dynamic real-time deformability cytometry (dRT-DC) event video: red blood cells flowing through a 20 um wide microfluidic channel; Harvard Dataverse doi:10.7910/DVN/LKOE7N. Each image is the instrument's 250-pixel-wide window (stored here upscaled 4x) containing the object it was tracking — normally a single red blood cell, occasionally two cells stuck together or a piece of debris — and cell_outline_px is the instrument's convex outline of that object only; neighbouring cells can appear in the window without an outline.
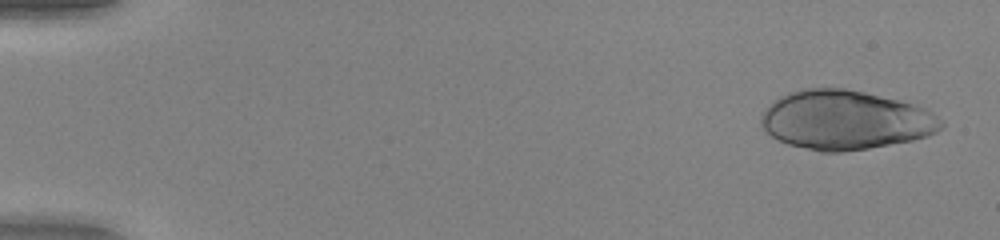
{"species": "human", "species_latin": "Homo sapiens", "temperature_condition": "warm", "stored_images_in_passage": 50, "camera_frame_rate_fps": 3000, "um_per_image_px": 0.085, "donor": {"sex": "female"}, "frame": {"image": 1, "passage_image": 2, "time_ms": 0.333, "image_size_px": [1000, 240], "cell_outline_px": [[944, 124], [936, 132], [928, 136], [912, 140], [868, 148], [844, 152], [820, 152], [788, 144], [776, 140], [764, 132], [760, 124], [760, 120], [764, 112], [780, 96], [788, 92], [800, 88], [844, 88], [864, 92], [900, 100], [924, 108], [936, 116]], "centroid_in_image_um": [71.81, 10.21], "position_along_channel_um": 13.2, "area_um2": 62.02}}
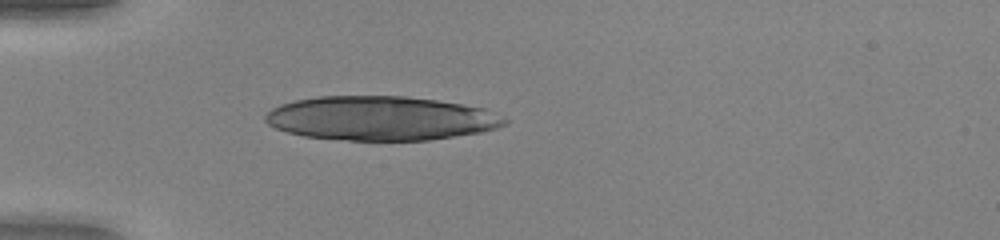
{"frame": {"image": 2, "passage_image": 15, "time_ms": 4.667, "image_size_px": [1000, 240], "cell_outline_px": [[508, 124], [496, 128], [480, 132], [428, 140], [348, 140], [304, 136], [288, 132], [276, 128], [268, 124], [264, 120], [264, 116], [272, 108], [280, 104], [296, 100], [320, 96], [404, 96], [436, 100], [464, 104], [484, 108], [508, 120]], "centroid_in_image_um": [32.36, 10.05], "position_along_channel_um": 52.6, "area_um2": 61.38}}